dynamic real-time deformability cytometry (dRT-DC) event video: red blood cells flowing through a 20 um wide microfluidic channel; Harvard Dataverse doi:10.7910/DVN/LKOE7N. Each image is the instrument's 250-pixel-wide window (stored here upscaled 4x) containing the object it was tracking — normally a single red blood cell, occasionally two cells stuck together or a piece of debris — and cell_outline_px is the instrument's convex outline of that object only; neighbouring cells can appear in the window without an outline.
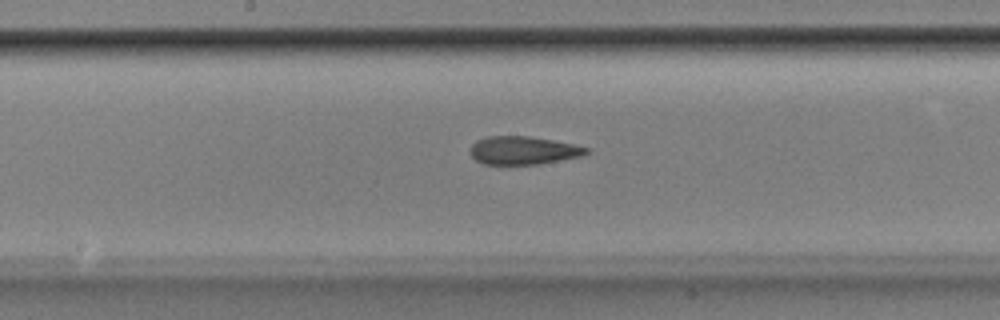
{"species": "Egyptian fruit bat (a non-hibernating species)", "species_latin": "Rousettus aegyptiacus", "temperature_condition": "room temperature", "stored_images_in_passage": 46, "camera_frame_rate_fps": 3000, "um_per_image_px": 0.085, "animal": {"sex": "male"}, "frame": {"image": 1, "passage_image": 28, "time_ms": 9.0, "image_size_px": [1000, 320], "cell_outline_px": [[592, 148], [588, 152], [580, 156], [540, 164], [484, 164], [476, 160], [472, 156], [472, 144], [476, 140], [488, 136], [528, 136], [552, 140]], "centroid_in_image_um": [44.49, 12.78], "position_along_channel_um": 203.7, "area_um2": 18.84}}
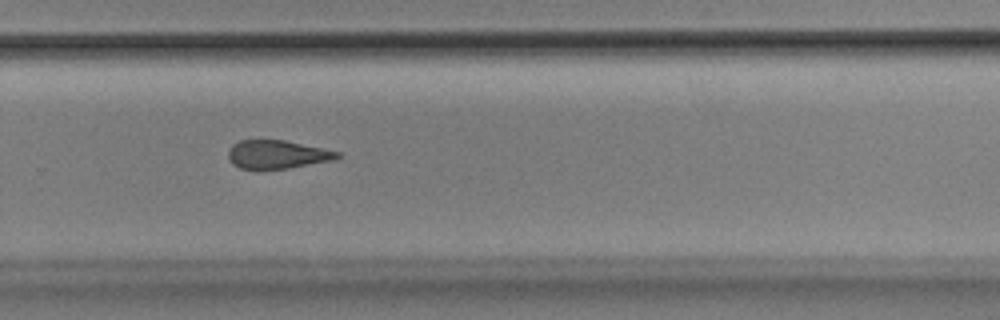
{"frame": {"image": 2, "passage_image": 36, "time_ms": 11.667, "image_size_px": [1000, 320], "cell_outline_px": [[340, 156], [336, 160], [288, 168], [240, 168], [232, 164], [228, 160], [228, 152], [232, 144], [240, 140], [284, 140], [340, 152]], "centroid_in_image_um": [23.56, 13.12], "position_along_channel_um": 306.2, "area_um2": 17.92}}
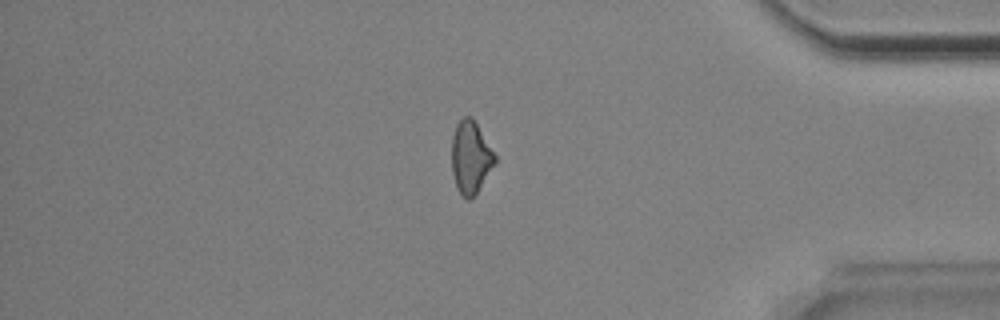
{"frame": {"image": 3, "passage_image": 45, "time_ms": 14.667, "image_size_px": [1000, 320], "cell_outline_px": [[496, 164], [476, 192], [468, 200], [460, 192], [456, 184], [452, 172], [452, 136], [456, 124], [464, 116], [472, 116], [496, 156]], "centroid_in_image_um": [40.0, 13.33], "position_along_channel_um": 395.2, "area_um2": 17.98}}